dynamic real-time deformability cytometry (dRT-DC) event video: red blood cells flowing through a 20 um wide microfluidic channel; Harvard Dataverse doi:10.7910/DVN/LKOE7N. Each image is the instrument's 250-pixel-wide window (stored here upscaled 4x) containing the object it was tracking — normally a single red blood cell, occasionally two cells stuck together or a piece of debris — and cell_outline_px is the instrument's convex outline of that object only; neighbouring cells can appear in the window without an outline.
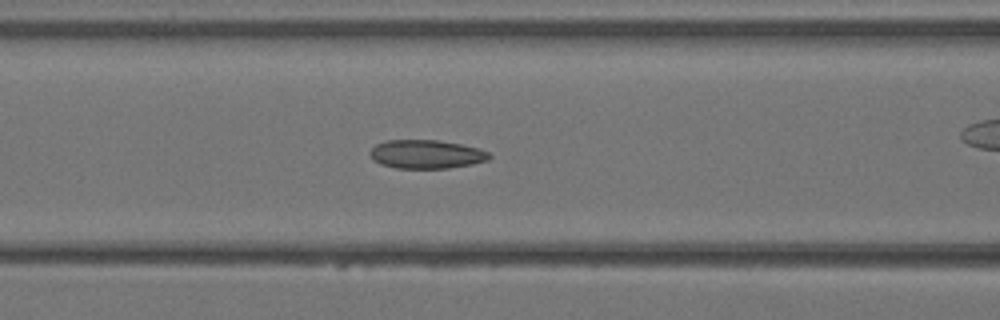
{"species": "Egyptian fruit bat (a non-hibernating species)", "species_latin": "Rousettus aegyptiacus", "temperature_condition": "warm", "stored_images_in_passage": 36, "camera_frame_rate_fps": 3000, "um_per_image_px": 0.085, "animal": {"sex": "female"}, "frame": {"image": 1, "passage_image": 14, "time_ms": 4.333, "image_size_px": [1000, 320], "cell_outline_px": [[492, 156], [488, 160], [472, 164], [448, 168], [396, 168], [380, 164], [372, 160], [368, 152], [376, 144], [388, 140], [436, 140], [460, 144], [480, 148], [488, 152]], "centroid_in_image_um": [36.22, 13.11], "position_along_channel_um": 130.4, "area_um2": 20.0}}
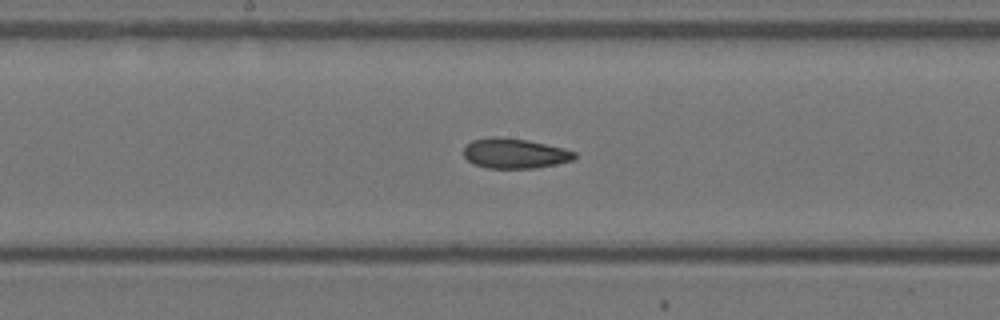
{"frame": {"image": 2, "passage_image": 18, "time_ms": 5.667, "image_size_px": [1000, 320], "cell_outline_px": [[576, 156], [572, 160], [556, 164], [536, 168], [488, 168], [472, 164], [464, 156], [464, 148], [472, 140], [492, 136], [496, 136], [528, 140], [564, 148], [576, 152]], "centroid_in_image_um": [43.74, 13.04], "position_along_channel_um": 204.5, "area_um2": 19.42}}
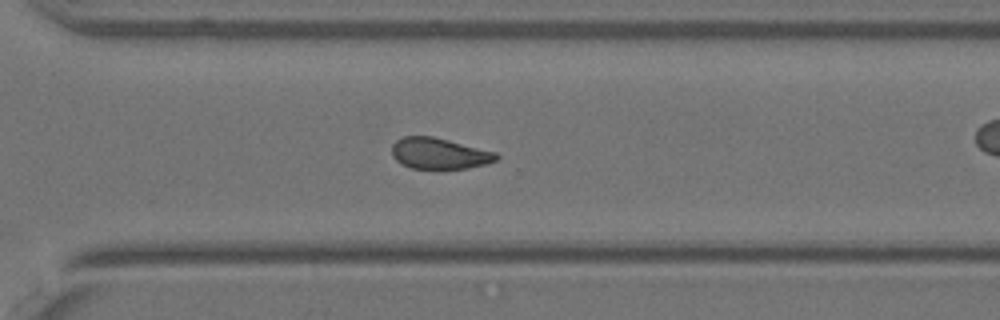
{"frame": {"image": 3, "passage_image": 25, "time_ms": 8.0, "image_size_px": [1000, 320], "cell_outline_px": [[500, 156], [496, 160], [488, 164], [468, 168], [412, 168], [396, 160], [392, 156], [392, 144], [396, 140], [404, 136], [432, 136], [496, 152]], "centroid_in_image_um": [37.35, 13.04], "position_along_channel_um": 333.3, "area_um2": 18.79}}